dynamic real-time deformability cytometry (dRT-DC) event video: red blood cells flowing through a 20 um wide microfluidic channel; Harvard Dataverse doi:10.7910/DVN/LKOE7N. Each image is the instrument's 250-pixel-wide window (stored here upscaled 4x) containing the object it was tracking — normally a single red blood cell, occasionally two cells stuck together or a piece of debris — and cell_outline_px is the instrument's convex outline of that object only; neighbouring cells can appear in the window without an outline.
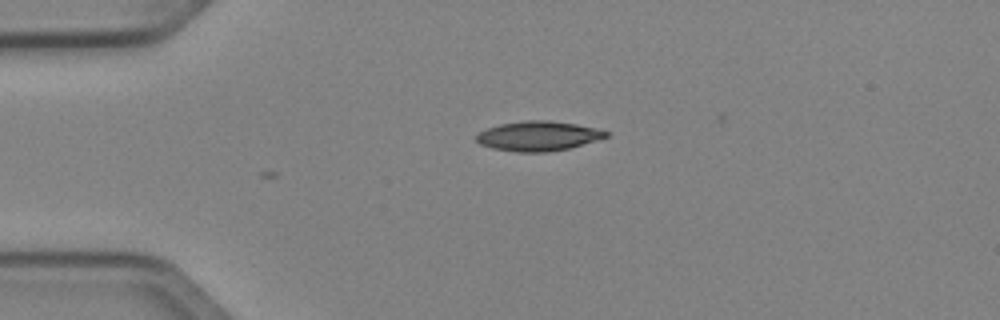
{"species": "Egyptian fruit bat (a non-hibernating species)", "species_latin": "Rousettus aegyptiacus", "temperature_condition": "cold", "stored_images_in_passage": 5, "camera_frame_rate_fps": 3000, "um_per_image_px": 0.085, "animal": {"sex": "female"}, "frame": {"image": 1, "passage_image": 1, "time_ms": 0.0, "image_size_px": [1000, 320], "cell_outline_px": [[608, 136], [596, 140], [568, 148], [544, 152], [516, 152], [492, 148], [480, 144], [476, 140], [476, 136], [480, 132], [488, 128], [500, 124], [524, 120], [548, 120], [576, 124], [596, 128], [608, 132]], "centroid_in_image_um": [45.72, 11.55], "position_along_channel_um": 39.3, "area_um2": 22.2}}